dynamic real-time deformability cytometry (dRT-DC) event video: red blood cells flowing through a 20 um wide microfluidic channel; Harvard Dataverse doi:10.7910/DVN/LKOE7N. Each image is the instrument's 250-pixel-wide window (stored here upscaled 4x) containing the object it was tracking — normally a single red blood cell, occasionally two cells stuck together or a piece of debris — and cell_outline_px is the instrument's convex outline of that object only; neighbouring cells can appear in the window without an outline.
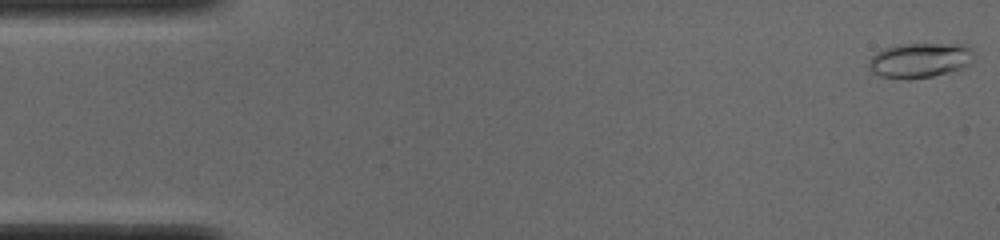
{"species": "common noctule bat (a hibernating species)", "species_latin": "Nyctalus noctula", "temperature_condition": "cold", "stored_images_in_passage": 51, "camera_frame_rate_fps": 3000, "um_per_image_px": 0.085, "animal": {"sex": "male", "body_mass_g": 19.0, "forearm_length_mm": 50.8}, "frame": {"image": 1, "passage_image": 1, "time_ms": 0.0, "image_size_px": [1000, 240], "cell_outline_px": [[976, 52], [968, 64], [960, 68], [948, 72], [932, 76], [908, 80], [880, 76], [872, 72], [868, 68], [868, 60], [876, 52], [884, 48], [900, 44], [968, 44]], "centroid_in_image_um": [78.17, 5.11], "position_along_channel_um": 6.8, "area_um2": 21.56}}
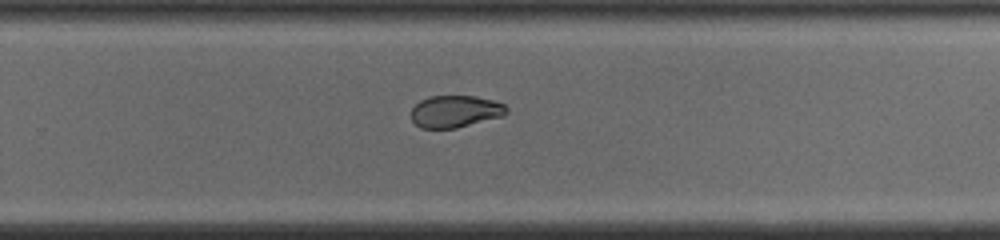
{"frame": {"image": 2, "passage_image": 33, "time_ms": 10.667, "image_size_px": [1000, 240], "cell_outline_px": [[508, 112], [504, 116], [456, 128], [420, 128], [412, 120], [412, 108], [420, 100], [428, 96], [476, 96], [492, 100], [504, 104], [508, 108]], "centroid_in_image_um": [38.71, 9.47], "position_along_channel_um": 291.1, "area_um2": 17.86}}
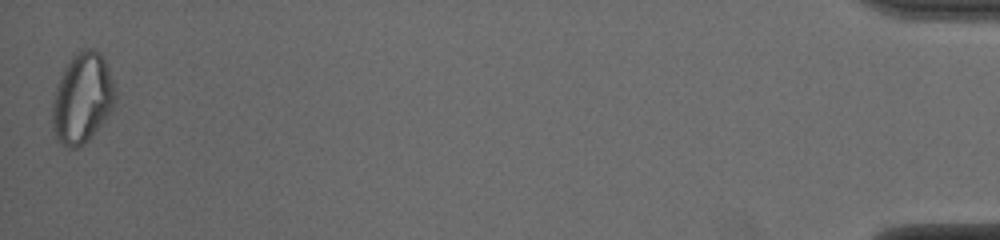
{"frame": {"image": 3, "passage_image": 51, "time_ms": 16.667, "image_size_px": [1000, 240], "cell_outline_px": [[116, 100], [112, 112], [88, 140], [84, 144], [76, 148], [68, 148], [60, 144], [56, 140], [52, 128], [52, 104], [56, 88], [60, 76], [72, 56], [76, 52], [88, 48], [92, 48], [100, 52], [104, 60], [116, 88]], "centroid_in_image_um": [7.0, 8.38], "position_along_channel_um": 428.2, "area_um2": 33.35}, "authors_computed_cell_mechanics": {"area_um2": 19.652, "velocity_mm_per_s": 3.8897, "shape_relaxation_time_tau1_ms": null, "shape_relaxation_time_tau2_ms": 2.1904, "deformation_change_tau1": null, "deformation_change_tau2": 0.0593}}